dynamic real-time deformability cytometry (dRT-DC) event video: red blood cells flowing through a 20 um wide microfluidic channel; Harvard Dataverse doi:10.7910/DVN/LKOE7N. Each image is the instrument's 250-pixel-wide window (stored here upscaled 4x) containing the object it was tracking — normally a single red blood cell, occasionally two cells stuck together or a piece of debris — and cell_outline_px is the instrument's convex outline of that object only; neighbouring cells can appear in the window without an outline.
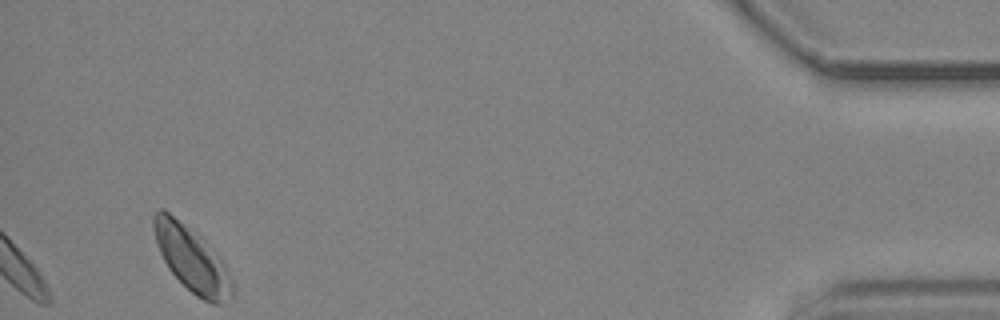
{"species": "common noctule bat (a hibernating species)", "species_latin": "Nyctalus noctula", "temperature_condition": "cold", "stored_images_in_passage": 42, "camera_frame_rate_fps": 3000, "um_per_image_px": 0.085, "animal": {"sex": "male", "body_mass_g": 19.2, "forearm_length_mm": 51.8}, "frame": {"image": 1, "passage_image": 42, "time_ms": 13.667, "image_size_px": [1000, 320], "cell_outline_px": [[232, 296], [228, 300], [216, 304], [212, 304], [196, 296], [168, 268], [156, 244], [152, 224], [152, 216], [160, 208], [164, 208], [196, 232], [220, 256], [232, 280]], "centroid_in_image_um": [16.28, 21.98], "position_along_channel_um": 418.9, "area_um2": 29.59}, "authors_computed_cell_mechanics": {"area_um2": 17.8024, "velocity_mm_per_s": 3.6349, "shape_relaxation_time_tau1_ms": 2.1738, "shape_relaxation_time_tau2_ms": null, "deformation_change_tau1": 0.0489, "deformation_change_tau2": null}}